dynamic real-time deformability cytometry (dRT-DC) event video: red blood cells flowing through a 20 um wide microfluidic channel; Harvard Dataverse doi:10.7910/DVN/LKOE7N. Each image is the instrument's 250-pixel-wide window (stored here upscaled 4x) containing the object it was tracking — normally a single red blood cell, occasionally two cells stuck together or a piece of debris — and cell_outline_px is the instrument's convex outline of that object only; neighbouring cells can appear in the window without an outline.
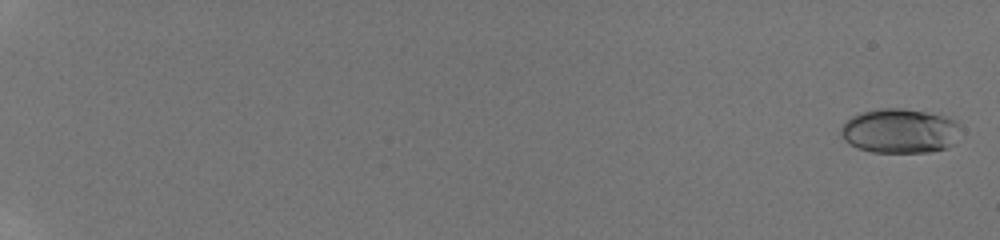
{"species": "human", "species_latin": "Homo sapiens", "temperature_condition": "room temperature", "stored_images_in_passage": 25, "camera_frame_rate_fps": 3000, "um_per_image_px": 0.085, "donor": {"sex": "male"}, "frame": {"image": 1, "passage_image": 1, "time_ms": 0.0, "image_size_px": [1000, 240], "cell_outline_px": [[960, 124], [956, 144], [948, 148], [928, 152], [872, 152], [848, 144], [840, 136], [840, 128], [852, 116], [864, 112], [880, 108], [900, 108], [948, 116], [956, 120]], "centroid_in_image_um": [76.52, 11.14], "position_along_channel_um": 8.5, "area_um2": 31.27}}
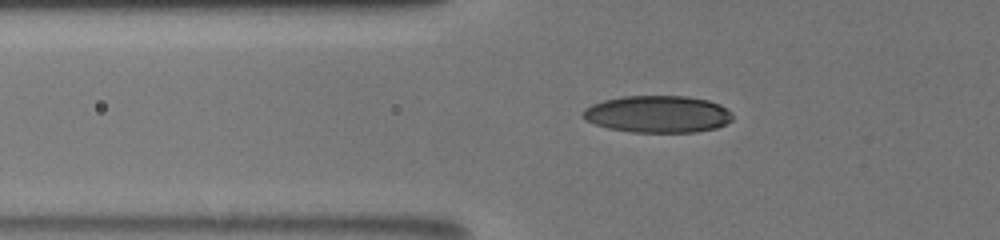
{"frame": {"image": 2, "passage_image": 19, "time_ms": 7.667, "image_size_px": [1000, 240], "cell_outline_px": [[732, 120], [716, 128], [696, 132], [632, 132], [608, 128], [584, 120], [580, 116], [584, 108], [592, 104], [604, 100], [620, 96], [688, 96], [708, 100], [720, 104], [728, 108], [732, 112]], "centroid_in_image_um": [55.9, 9.69], "position_along_channel_um": 69.9, "area_um2": 32.6}}
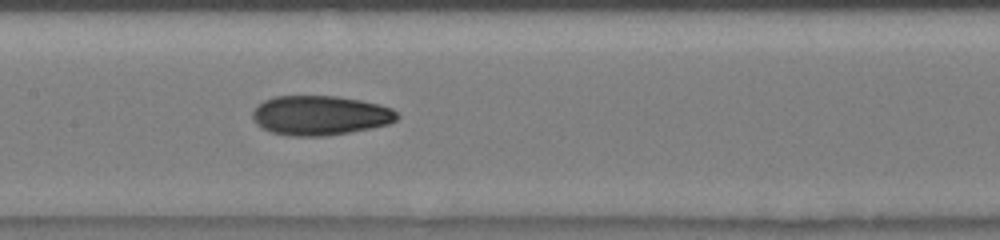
{"frame": {"image": 3, "passage_image": 25, "time_ms": 10.667, "image_size_px": [1000, 240], "cell_outline_px": [[400, 116], [396, 120], [388, 124], [372, 128], [328, 136], [292, 136], [272, 132], [260, 128], [256, 124], [252, 116], [252, 112], [264, 100], [276, 96], [336, 96], [360, 100], [380, 104], [392, 108]], "centroid_in_image_um": [27.22, 9.81], "position_along_channel_um": 180.2, "area_um2": 33.41}}